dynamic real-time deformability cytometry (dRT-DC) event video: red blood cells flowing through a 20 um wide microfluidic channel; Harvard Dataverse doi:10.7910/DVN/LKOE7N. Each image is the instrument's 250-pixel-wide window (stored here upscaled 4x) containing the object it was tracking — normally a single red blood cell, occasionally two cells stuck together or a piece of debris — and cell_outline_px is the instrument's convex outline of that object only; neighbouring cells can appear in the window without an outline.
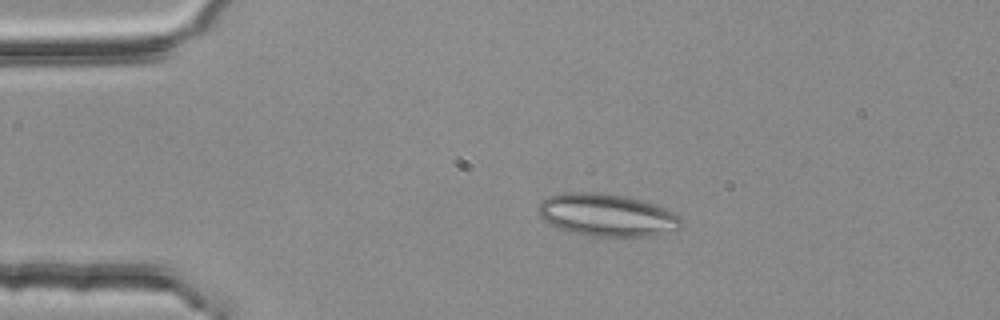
{"species": "common noctule bat (a hibernating species)", "species_latin": "Nyctalus noctula", "temperature_condition": "room temperature", "stored_images_in_passage": 49, "camera_frame_rate_fps": 3000, "um_per_image_px": 0.085, "animal": {"sex": "female", "body_mass_g": 25.1}, "frame": {"image": 1, "passage_image": 8, "time_ms": 2.333, "image_size_px": [1000, 320], "cell_outline_px": [[684, 224], [676, 232], [656, 236], [620, 240], [584, 236], [568, 232], [548, 224], [540, 216], [540, 200], [548, 196], [564, 192], [596, 192], [624, 196], [640, 200], [668, 208], [676, 212], [684, 220]], "centroid_in_image_um": [51.69, 18.35], "position_along_channel_um": 33.3, "area_um2": 37.22}}
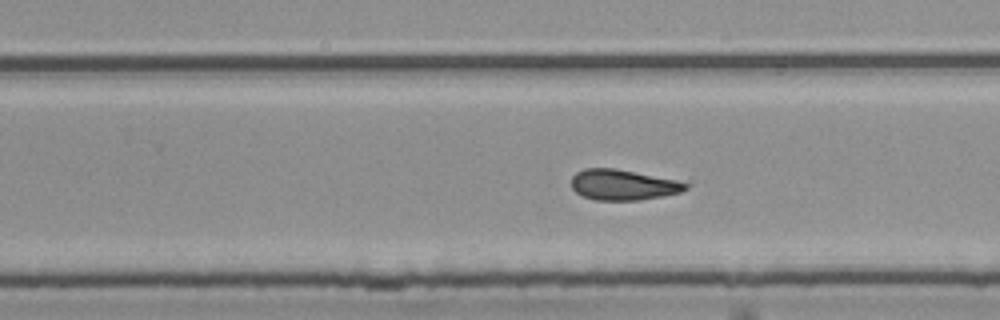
{"frame": {"image": 2, "passage_image": 31, "time_ms": 10.0, "image_size_px": [1000, 320], "cell_outline_px": [[688, 188], [680, 192], [640, 200], [592, 200], [580, 196], [572, 188], [572, 176], [576, 172], [584, 168], [612, 168], [676, 180], [688, 184]], "centroid_in_image_um": [52.89, 15.72], "position_along_channel_um": 276.9, "area_um2": 20.17}}
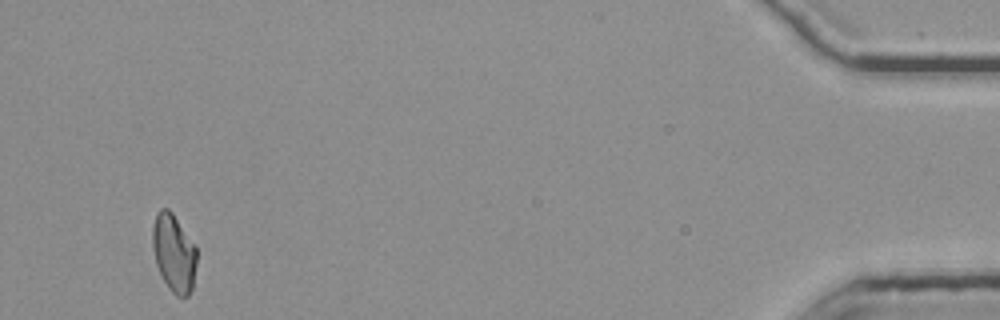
{"frame": {"image": 3, "passage_image": 49, "time_ms": 16.0, "image_size_px": [1000, 320], "cell_outline_px": [[196, 264], [192, 288], [188, 296], [176, 296], [168, 288], [156, 264], [152, 248], [152, 228], [156, 212], [160, 208], [168, 208], [172, 212], [196, 248]], "centroid_in_image_um": [14.75, 21.49], "position_along_channel_um": 420.4, "area_um2": 19.88}, "authors_computed_cell_mechanics": {"area_um2": 20.5768, "velocity_mm_per_s": 3.7615, "shape_relaxation_time_tau1_ms": null, "shape_relaxation_time_tau2_ms": 3.882, "deformation_change_tau1": null, "deformation_change_tau2": 0.1194}}